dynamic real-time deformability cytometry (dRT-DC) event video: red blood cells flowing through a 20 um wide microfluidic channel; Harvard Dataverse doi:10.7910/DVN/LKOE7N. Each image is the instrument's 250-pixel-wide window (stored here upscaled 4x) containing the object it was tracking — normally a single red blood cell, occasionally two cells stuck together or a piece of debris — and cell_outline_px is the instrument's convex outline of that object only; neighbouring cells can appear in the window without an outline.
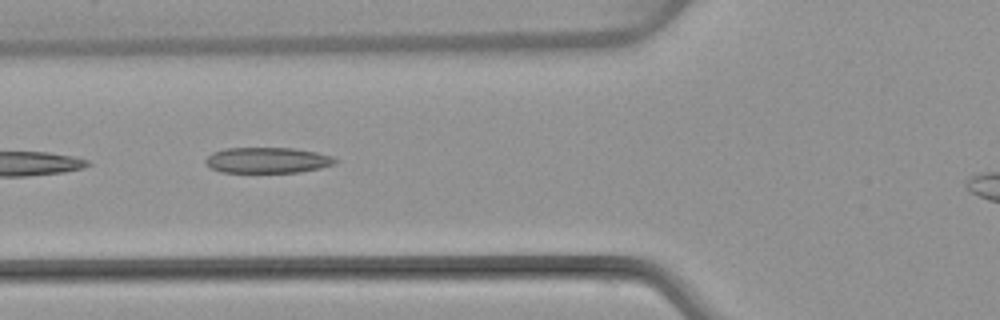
{"species": "common noctule bat (a hibernating species)", "species_latin": "Nyctalus noctula", "temperature_condition": "warm", "stored_images_in_passage": 7, "camera_frame_rate_fps": 3000, "um_per_image_px": 0.085, "animal": {"sex": "female", "body_mass_g": 22.7, "forearm_length_mm": 54.2}, "frame": {"image": 1, "passage_image": 6, "time_ms": 6.0, "image_size_px": [1000, 320], "cell_outline_px": [[340, 160], [336, 164], [320, 168], [300, 172], [220, 172], [212, 168], [204, 160], [212, 152], [224, 148], [292, 148], [316, 152], [332, 156]], "centroid_in_image_um": [22.77, 13.61], "position_along_channel_um": 103.0, "area_um2": 19.48}}
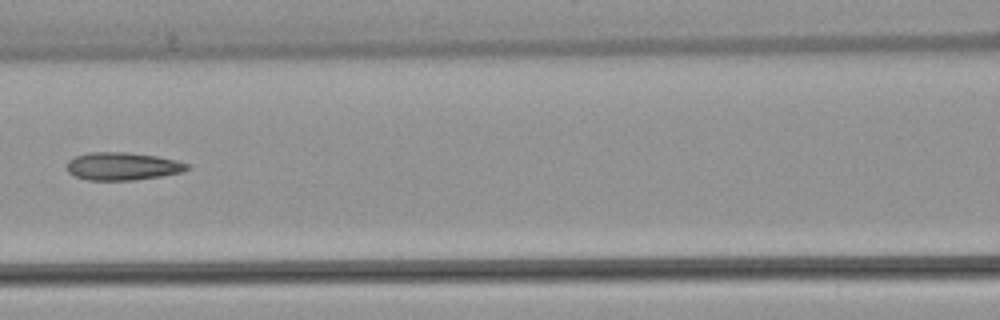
{"frame": {"image": 2, "passage_image": 7, "time_ms": 7.333, "image_size_px": [1000, 320], "cell_outline_px": [[192, 168], [184, 172], [160, 176], [132, 180], [88, 180], [76, 176], [68, 172], [68, 160], [76, 156], [88, 152], [128, 152], [156, 156], [176, 160], [188, 164]], "centroid_in_image_um": [10.45, 14.13], "position_along_channel_um": 156.2, "area_um2": 19.48}}